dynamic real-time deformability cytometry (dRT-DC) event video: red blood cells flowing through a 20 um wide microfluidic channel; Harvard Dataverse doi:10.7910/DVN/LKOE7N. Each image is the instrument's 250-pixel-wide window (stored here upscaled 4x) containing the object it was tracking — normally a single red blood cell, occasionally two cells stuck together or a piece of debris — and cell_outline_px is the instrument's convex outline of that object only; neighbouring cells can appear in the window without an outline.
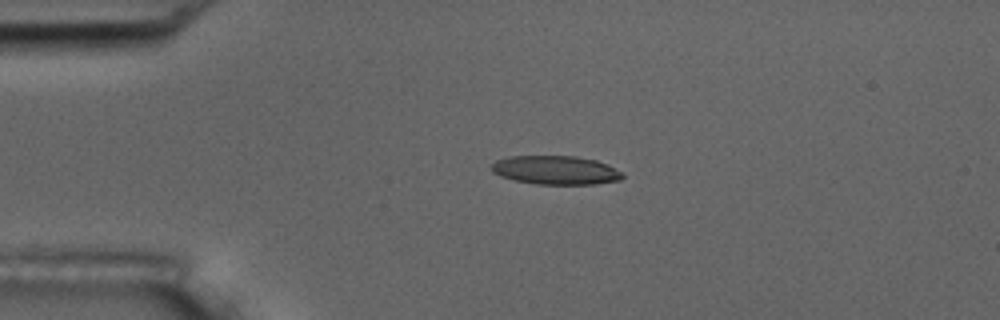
{"species": "common noctule bat (a hibernating species)", "species_latin": "Nyctalus noctula", "temperature_condition": "room temperature", "stored_images_in_passage": 3, "camera_frame_rate_fps": 3000, "um_per_image_px": 0.085, "animal": {"sex": "male", "body_mass_g": 17.5, "forearm_length_mm": 52.3}, "frame": {"image": 1, "passage_image": 2, "time_ms": 1.0, "image_size_px": [1000, 320], "cell_outline_px": [[624, 176], [620, 180], [596, 184], [536, 184], [516, 180], [500, 176], [492, 172], [492, 164], [496, 160], [508, 156], [576, 156], [596, 160], [608, 164], [620, 172]], "centroid_in_image_um": [47.23, 14.46], "position_along_channel_um": 37.8, "area_um2": 21.91}}